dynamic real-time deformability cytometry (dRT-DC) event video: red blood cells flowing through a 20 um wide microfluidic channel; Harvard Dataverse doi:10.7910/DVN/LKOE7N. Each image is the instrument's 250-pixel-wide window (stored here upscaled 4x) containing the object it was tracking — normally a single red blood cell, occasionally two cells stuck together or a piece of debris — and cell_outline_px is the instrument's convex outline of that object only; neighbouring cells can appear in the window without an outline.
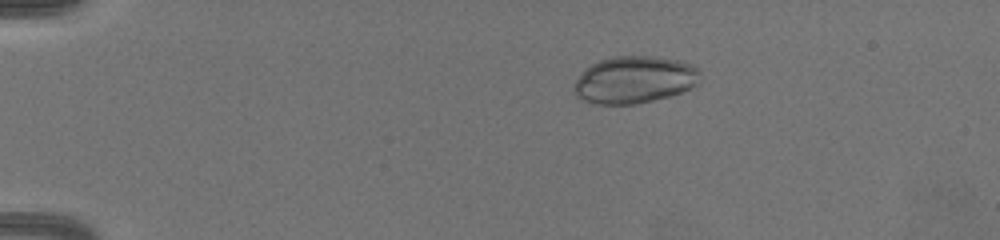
{"species": "common noctule bat (a hibernating species)", "species_latin": "Nyctalus noctula", "temperature_condition": "warm", "stored_images_in_passage": 53, "camera_frame_rate_fps": 3000, "um_per_image_px": 0.085, "animal": {"sex": "female", "body_mass_g": 19.5, "forearm_length_mm": 54.1}, "frame": {"image": 1, "passage_image": 1, "time_ms": 0.0, "image_size_px": [1000, 240], "cell_outline_px": [[700, 72], [696, 84], [680, 92], [668, 96], [636, 104], [600, 104], [584, 100], [572, 88], [576, 80], [592, 64], [600, 60], [612, 56], [652, 56], [676, 60], [700, 68]], "centroid_in_image_um": [53.93, 6.77], "position_along_channel_um": 31.1, "area_um2": 33.99}}
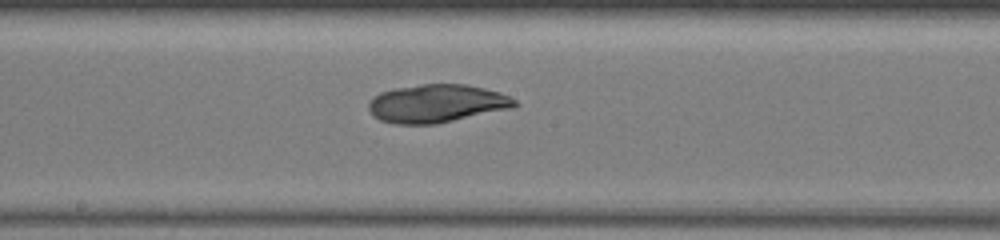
{"frame": {"image": 2, "passage_image": 25, "time_ms": 8.0, "image_size_px": [1000, 240], "cell_outline_px": [[516, 104], [512, 108], [436, 124], [396, 124], [380, 120], [372, 116], [368, 108], [368, 104], [372, 96], [380, 92], [396, 88], [420, 84], [468, 84], [500, 92], [516, 100]], "centroid_in_image_um": [37.08, 8.79], "position_along_channel_um": 211.1, "area_um2": 32.54}}
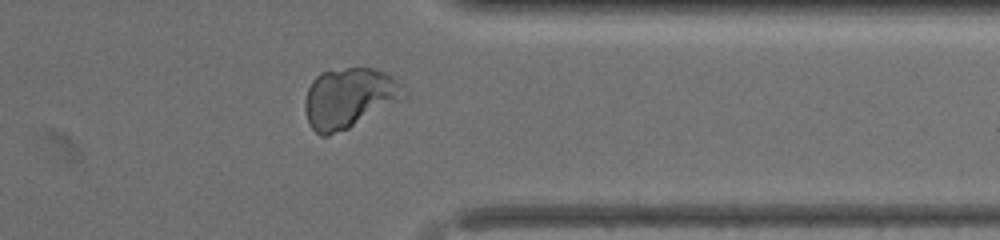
{"frame": {"image": 3, "passage_image": 41, "time_ms": 13.333, "image_size_px": [1000, 240], "cell_outline_px": [[408, 96], [404, 100], [348, 128], [328, 136], [320, 136], [312, 128], [308, 120], [304, 108], [304, 100], [308, 88], [312, 80], [320, 72], [348, 68], [372, 68], [384, 72], [392, 76], [404, 88]], "centroid_in_image_um": [29.69, 8.33], "position_along_channel_um": 381.7, "area_um2": 34.8}}